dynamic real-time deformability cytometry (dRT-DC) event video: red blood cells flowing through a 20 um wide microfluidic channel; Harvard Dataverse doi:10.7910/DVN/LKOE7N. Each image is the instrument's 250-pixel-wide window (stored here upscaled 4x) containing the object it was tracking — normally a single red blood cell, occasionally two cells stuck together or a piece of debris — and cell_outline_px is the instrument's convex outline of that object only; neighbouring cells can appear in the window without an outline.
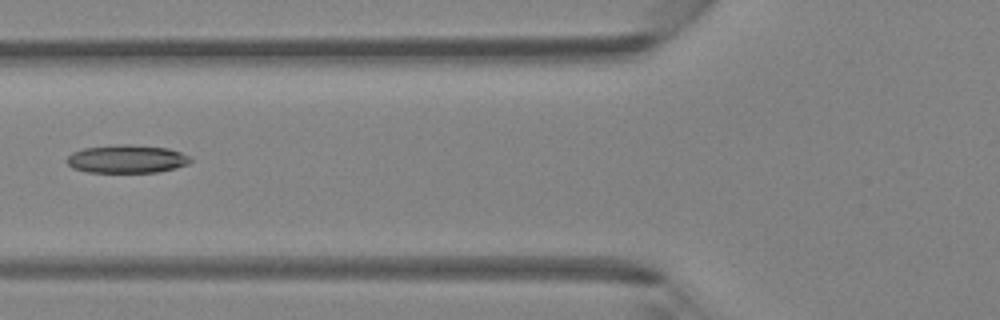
{"species": "Egyptian fruit bat (a non-hibernating species)", "species_latin": "Rousettus aegyptiacus", "temperature_condition": "room temperature", "stored_images_in_passage": 5, "camera_frame_rate_fps": 3000, "um_per_image_px": 0.085, "animal": {"sex": "female"}, "frame": {"image": 1, "passage_image": 5, "time_ms": 5.333, "image_size_px": [1000, 320], "cell_outline_px": [[192, 160], [188, 164], [176, 168], [156, 172], [88, 172], [72, 168], [64, 160], [72, 152], [84, 148], [116, 144], [128, 144], [168, 148], [180, 152], [188, 156]], "centroid_in_image_um": [10.75, 13.51], "position_along_channel_um": 115.1, "area_um2": 20.35}}